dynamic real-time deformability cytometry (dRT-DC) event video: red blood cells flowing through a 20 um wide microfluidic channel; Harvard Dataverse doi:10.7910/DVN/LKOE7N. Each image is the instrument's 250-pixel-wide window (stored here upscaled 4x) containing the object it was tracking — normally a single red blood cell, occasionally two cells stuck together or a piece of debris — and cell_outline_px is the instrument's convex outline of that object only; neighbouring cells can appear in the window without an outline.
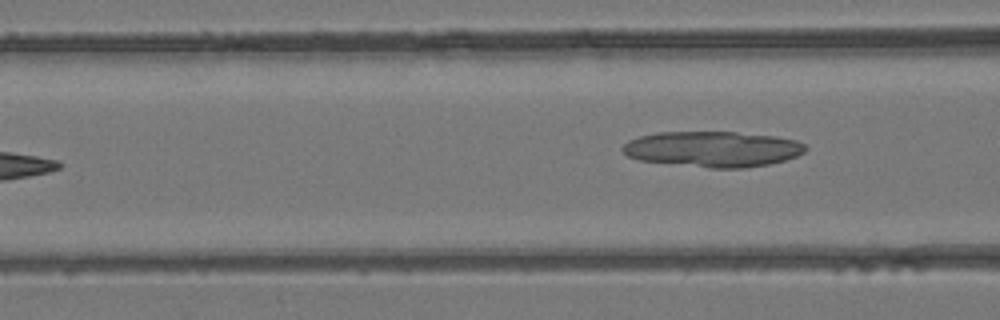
{"species": "common noctule bat (a hibernating species)", "species_latin": "Nyctalus noctula", "temperature_condition": "room temperature", "stored_images_in_passage": 7, "camera_frame_rate_fps": 3000, "um_per_image_px": 0.085, "animal": {"sex": "female", "body_mass_g": 24.6, "forearm_length_mm": 56.2}, "frame": {"image": 1, "passage_image": 7, "time_ms": 7.333, "image_size_px": [1000, 320], "cell_outline_px": [[808, 148], [804, 152], [796, 156], [784, 160], [768, 164], [744, 168], [712, 168], [640, 160], [628, 156], [620, 148], [628, 140], [640, 136], [656, 132], [736, 132], [776, 136], [796, 140], [804, 144]], "centroid_in_image_um": [60.59, 12.66], "position_along_channel_um": 106.0, "area_um2": 37.92}}